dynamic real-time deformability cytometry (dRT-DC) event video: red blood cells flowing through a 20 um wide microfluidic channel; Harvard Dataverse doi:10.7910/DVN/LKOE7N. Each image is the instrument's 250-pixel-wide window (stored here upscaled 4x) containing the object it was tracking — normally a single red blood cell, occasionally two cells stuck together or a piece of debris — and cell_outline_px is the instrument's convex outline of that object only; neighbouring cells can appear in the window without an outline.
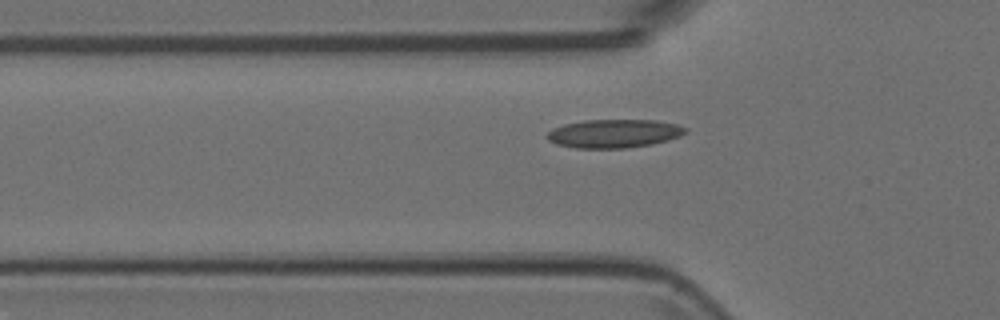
{"species": "Egyptian fruit bat (a non-hibernating species)", "species_latin": "Rousettus aegyptiacus", "temperature_condition": "room temperature", "stored_images_in_passage": 25, "camera_frame_rate_fps": 3000, "um_per_image_px": 0.085, "animal": {"sex": "female"}, "frame": {"image": 1, "passage_image": 4, "time_ms": 1.0, "image_size_px": [1000, 320], "cell_outline_px": [[688, 132], [680, 136], [668, 140], [652, 144], [624, 148], [576, 148], [556, 144], [548, 140], [544, 136], [552, 128], [564, 124], [584, 120], [656, 120], [676, 124], [688, 128]], "centroid_in_image_um": [52.18, 11.35], "position_along_channel_um": 73.6, "area_um2": 23.12}}
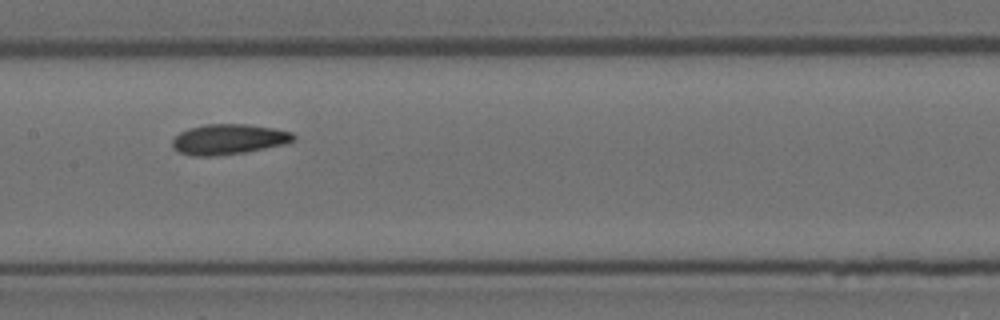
{"frame": {"image": 2, "passage_image": 13, "time_ms": 4.0, "image_size_px": [1000, 320], "cell_outline_px": [[296, 140], [284, 144], [244, 152], [212, 156], [188, 156], [172, 148], [172, 140], [180, 132], [188, 128], [204, 124], [248, 124], [276, 128], [292, 132], [296, 136]], "centroid_in_image_um": [19.43, 11.83], "position_along_channel_um": 188.0, "area_um2": 21.56}}
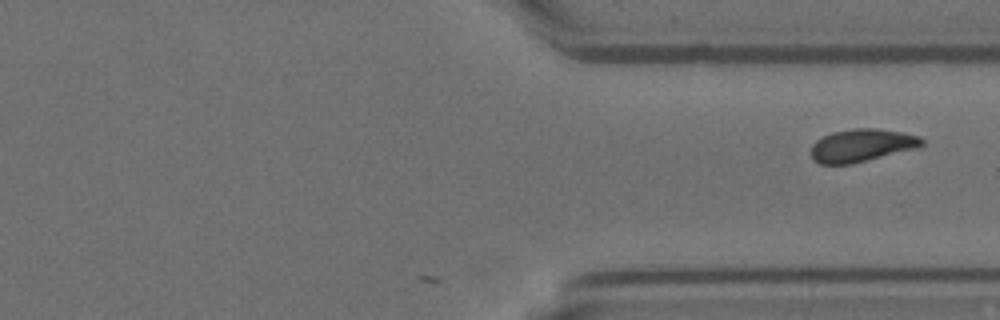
{"frame": {"image": 3, "passage_image": 25, "time_ms": 8.0, "image_size_px": [1000, 320], "cell_outline_px": [[924, 144], [916, 148], [848, 164], [820, 164], [812, 160], [812, 144], [816, 140], [832, 132], [852, 128], [876, 128], [904, 132], [920, 136], [924, 140]], "centroid_in_image_um": [73.24, 12.34], "position_along_channel_um": 338.2, "area_um2": 21.04}}